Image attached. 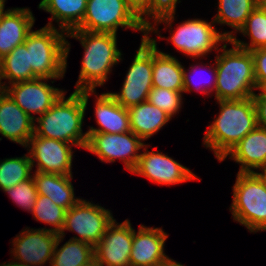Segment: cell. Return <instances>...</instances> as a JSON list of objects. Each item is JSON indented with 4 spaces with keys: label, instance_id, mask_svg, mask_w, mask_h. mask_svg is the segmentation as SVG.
<instances>
[{
    "label": "cell",
    "instance_id": "obj_1",
    "mask_svg": "<svg viewBox=\"0 0 266 266\" xmlns=\"http://www.w3.org/2000/svg\"><path fill=\"white\" fill-rule=\"evenodd\" d=\"M220 105L219 115L206 129L203 144L221 160L255 129L257 113L253 98L242 100H217Z\"/></svg>",
    "mask_w": 266,
    "mask_h": 266
},
{
    "label": "cell",
    "instance_id": "obj_2",
    "mask_svg": "<svg viewBox=\"0 0 266 266\" xmlns=\"http://www.w3.org/2000/svg\"><path fill=\"white\" fill-rule=\"evenodd\" d=\"M92 93L96 94L95 91H74L65 98L64 92L48 111L35 119L37 125H34V135L85 149L88 133H83L82 124Z\"/></svg>",
    "mask_w": 266,
    "mask_h": 266
},
{
    "label": "cell",
    "instance_id": "obj_3",
    "mask_svg": "<svg viewBox=\"0 0 266 266\" xmlns=\"http://www.w3.org/2000/svg\"><path fill=\"white\" fill-rule=\"evenodd\" d=\"M117 35L113 33L73 30L66 37L76 38L84 48L82 66L75 91H95L103 86L113 65L122 60L117 48Z\"/></svg>",
    "mask_w": 266,
    "mask_h": 266
},
{
    "label": "cell",
    "instance_id": "obj_4",
    "mask_svg": "<svg viewBox=\"0 0 266 266\" xmlns=\"http://www.w3.org/2000/svg\"><path fill=\"white\" fill-rule=\"evenodd\" d=\"M175 12L176 9L164 10L160 15L152 18L154 23L148 21L147 35L150 32L158 35L159 30L154 26H158L159 23H165V26L169 25L172 35L169 40L177 50L193 59L205 57L213 49L219 52V43L227 42L235 36L233 31L217 32L213 20L208 23L201 19H188L173 30L172 22L175 20Z\"/></svg>",
    "mask_w": 266,
    "mask_h": 266
},
{
    "label": "cell",
    "instance_id": "obj_5",
    "mask_svg": "<svg viewBox=\"0 0 266 266\" xmlns=\"http://www.w3.org/2000/svg\"><path fill=\"white\" fill-rule=\"evenodd\" d=\"M227 43L219 49L214 64L217 68L216 100H242L255 93L256 82L254 61L251 51L241 49L234 44L227 48Z\"/></svg>",
    "mask_w": 266,
    "mask_h": 266
},
{
    "label": "cell",
    "instance_id": "obj_6",
    "mask_svg": "<svg viewBox=\"0 0 266 266\" xmlns=\"http://www.w3.org/2000/svg\"><path fill=\"white\" fill-rule=\"evenodd\" d=\"M55 26L31 31L24 44L29 52L32 72L38 78L61 79L67 68L70 43L67 33Z\"/></svg>",
    "mask_w": 266,
    "mask_h": 266
},
{
    "label": "cell",
    "instance_id": "obj_7",
    "mask_svg": "<svg viewBox=\"0 0 266 266\" xmlns=\"http://www.w3.org/2000/svg\"><path fill=\"white\" fill-rule=\"evenodd\" d=\"M230 206L235 221L248 231H266V187L255 172H238Z\"/></svg>",
    "mask_w": 266,
    "mask_h": 266
},
{
    "label": "cell",
    "instance_id": "obj_8",
    "mask_svg": "<svg viewBox=\"0 0 266 266\" xmlns=\"http://www.w3.org/2000/svg\"><path fill=\"white\" fill-rule=\"evenodd\" d=\"M141 31L147 36V23L126 0H88L85 16L75 30L113 33L118 28Z\"/></svg>",
    "mask_w": 266,
    "mask_h": 266
},
{
    "label": "cell",
    "instance_id": "obj_9",
    "mask_svg": "<svg viewBox=\"0 0 266 266\" xmlns=\"http://www.w3.org/2000/svg\"><path fill=\"white\" fill-rule=\"evenodd\" d=\"M153 43L142 36L141 44L134 56L120 93L109 94L124 108L146 102L152 90Z\"/></svg>",
    "mask_w": 266,
    "mask_h": 266
},
{
    "label": "cell",
    "instance_id": "obj_10",
    "mask_svg": "<svg viewBox=\"0 0 266 266\" xmlns=\"http://www.w3.org/2000/svg\"><path fill=\"white\" fill-rule=\"evenodd\" d=\"M114 218L110 210L81 199L65 213L61 236L65 230L79 235L72 240H79L95 247L100 241Z\"/></svg>",
    "mask_w": 266,
    "mask_h": 266
},
{
    "label": "cell",
    "instance_id": "obj_11",
    "mask_svg": "<svg viewBox=\"0 0 266 266\" xmlns=\"http://www.w3.org/2000/svg\"><path fill=\"white\" fill-rule=\"evenodd\" d=\"M143 140L132 131L126 133H88L86 150L97 155L103 162L111 163L120 159L125 168L132 172L144 147Z\"/></svg>",
    "mask_w": 266,
    "mask_h": 266
},
{
    "label": "cell",
    "instance_id": "obj_12",
    "mask_svg": "<svg viewBox=\"0 0 266 266\" xmlns=\"http://www.w3.org/2000/svg\"><path fill=\"white\" fill-rule=\"evenodd\" d=\"M71 145V146H70ZM73 144L32 135L26 145L32 167L42 173L72 175ZM36 161H35V160Z\"/></svg>",
    "mask_w": 266,
    "mask_h": 266
},
{
    "label": "cell",
    "instance_id": "obj_13",
    "mask_svg": "<svg viewBox=\"0 0 266 266\" xmlns=\"http://www.w3.org/2000/svg\"><path fill=\"white\" fill-rule=\"evenodd\" d=\"M148 146L144 145V152L140 153L138 163L131 173L146 177L155 184L169 186L199 179L189 168L159 150L148 151Z\"/></svg>",
    "mask_w": 266,
    "mask_h": 266
},
{
    "label": "cell",
    "instance_id": "obj_14",
    "mask_svg": "<svg viewBox=\"0 0 266 266\" xmlns=\"http://www.w3.org/2000/svg\"><path fill=\"white\" fill-rule=\"evenodd\" d=\"M48 78H35L7 86V94L31 118L48 111L64 93L63 89L49 85ZM47 81V82H45Z\"/></svg>",
    "mask_w": 266,
    "mask_h": 266
},
{
    "label": "cell",
    "instance_id": "obj_15",
    "mask_svg": "<svg viewBox=\"0 0 266 266\" xmlns=\"http://www.w3.org/2000/svg\"><path fill=\"white\" fill-rule=\"evenodd\" d=\"M57 237L46 227L34 230L27 227L13 239L11 253L20 264L43 266L47 261L51 264Z\"/></svg>",
    "mask_w": 266,
    "mask_h": 266
},
{
    "label": "cell",
    "instance_id": "obj_16",
    "mask_svg": "<svg viewBox=\"0 0 266 266\" xmlns=\"http://www.w3.org/2000/svg\"><path fill=\"white\" fill-rule=\"evenodd\" d=\"M133 228L130 220L118 224L114 219L101 241L94 247V255L100 266H131Z\"/></svg>",
    "mask_w": 266,
    "mask_h": 266
},
{
    "label": "cell",
    "instance_id": "obj_17",
    "mask_svg": "<svg viewBox=\"0 0 266 266\" xmlns=\"http://www.w3.org/2000/svg\"><path fill=\"white\" fill-rule=\"evenodd\" d=\"M168 235L162 228L140 225L138 232L133 229L131 266H156L169 256L164 253Z\"/></svg>",
    "mask_w": 266,
    "mask_h": 266
},
{
    "label": "cell",
    "instance_id": "obj_18",
    "mask_svg": "<svg viewBox=\"0 0 266 266\" xmlns=\"http://www.w3.org/2000/svg\"><path fill=\"white\" fill-rule=\"evenodd\" d=\"M35 18L29 8H12L0 15V59L21 45L32 31Z\"/></svg>",
    "mask_w": 266,
    "mask_h": 266
},
{
    "label": "cell",
    "instance_id": "obj_19",
    "mask_svg": "<svg viewBox=\"0 0 266 266\" xmlns=\"http://www.w3.org/2000/svg\"><path fill=\"white\" fill-rule=\"evenodd\" d=\"M35 120L6 93L0 99V134L26 148L34 134Z\"/></svg>",
    "mask_w": 266,
    "mask_h": 266
},
{
    "label": "cell",
    "instance_id": "obj_20",
    "mask_svg": "<svg viewBox=\"0 0 266 266\" xmlns=\"http://www.w3.org/2000/svg\"><path fill=\"white\" fill-rule=\"evenodd\" d=\"M241 164L238 172H255L254 169L266 168V129L257 126L249 132L226 157Z\"/></svg>",
    "mask_w": 266,
    "mask_h": 266
},
{
    "label": "cell",
    "instance_id": "obj_21",
    "mask_svg": "<svg viewBox=\"0 0 266 266\" xmlns=\"http://www.w3.org/2000/svg\"><path fill=\"white\" fill-rule=\"evenodd\" d=\"M95 117L99 128L89 127L87 133H126L131 131L128 109L121 106L110 94L96 97Z\"/></svg>",
    "mask_w": 266,
    "mask_h": 266
},
{
    "label": "cell",
    "instance_id": "obj_22",
    "mask_svg": "<svg viewBox=\"0 0 266 266\" xmlns=\"http://www.w3.org/2000/svg\"><path fill=\"white\" fill-rule=\"evenodd\" d=\"M146 37L153 43V87L183 92L184 66L175 57L159 51L156 39Z\"/></svg>",
    "mask_w": 266,
    "mask_h": 266
},
{
    "label": "cell",
    "instance_id": "obj_23",
    "mask_svg": "<svg viewBox=\"0 0 266 266\" xmlns=\"http://www.w3.org/2000/svg\"><path fill=\"white\" fill-rule=\"evenodd\" d=\"M38 195L47 196L66 211L80 199L74 195L72 175H60L35 171L32 175ZM76 198V199H75Z\"/></svg>",
    "mask_w": 266,
    "mask_h": 266
},
{
    "label": "cell",
    "instance_id": "obj_24",
    "mask_svg": "<svg viewBox=\"0 0 266 266\" xmlns=\"http://www.w3.org/2000/svg\"><path fill=\"white\" fill-rule=\"evenodd\" d=\"M88 0H41L38 5L52 15L50 22L46 24L53 27L52 20L59 23V29L68 33L77 29L86 13Z\"/></svg>",
    "mask_w": 266,
    "mask_h": 266
},
{
    "label": "cell",
    "instance_id": "obj_25",
    "mask_svg": "<svg viewBox=\"0 0 266 266\" xmlns=\"http://www.w3.org/2000/svg\"><path fill=\"white\" fill-rule=\"evenodd\" d=\"M131 131L143 141L156 134L171 117L149 103L142 102L128 109Z\"/></svg>",
    "mask_w": 266,
    "mask_h": 266
},
{
    "label": "cell",
    "instance_id": "obj_26",
    "mask_svg": "<svg viewBox=\"0 0 266 266\" xmlns=\"http://www.w3.org/2000/svg\"><path fill=\"white\" fill-rule=\"evenodd\" d=\"M63 239L64 236L58 235L49 266H83L95 258L94 247L79 240L69 239L58 249Z\"/></svg>",
    "mask_w": 266,
    "mask_h": 266
},
{
    "label": "cell",
    "instance_id": "obj_27",
    "mask_svg": "<svg viewBox=\"0 0 266 266\" xmlns=\"http://www.w3.org/2000/svg\"><path fill=\"white\" fill-rule=\"evenodd\" d=\"M0 75L3 79H8L10 85L38 78L32 72L29 52L24 43L0 59Z\"/></svg>",
    "mask_w": 266,
    "mask_h": 266
},
{
    "label": "cell",
    "instance_id": "obj_28",
    "mask_svg": "<svg viewBox=\"0 0 266 266\" xmlns=\"http://www.w3.org/2000/svg\"><path fill=\"white\" fill-rule=\"evenodd\" d=\"M239 33L248 36L250 43L241 41L236 36L227 41V43L248 51L266 47V10L255 8L246 19Z\"/></svg>",
    "mask_w": 266,
    "mask_h": 266
},
{
    "label": "cell",
    "instance_id": "obj_29",
    "mask_svg": "<svg viewBox=\"0 0 266 266\" xmlns=\"http://www.w3.org/2000/svg\"><path fill=\"white\" fill-rule=\"evenodd\" d=\"M255 8V0H219L218 14L213 21L216 24L228 25L238 32Z\"/></svg>",
    "mask_w": 266,
    "mask_h": 266
},
{
    "label": "cell",
    "instance_id": "obj_30",
    "mask_svg": "<svg viewBox=\"0 0 266 266\" xmlns=\"http://www.w3.org/2000/svg\"><path fill=\"white\" fill-rule=\"evenodd\" d=\"M32 168L29 154L0 161V190H8L19 182L30 179Z\"/></svg>",
    "mask_w": 266,
    "mask_h": 266
},
{
    "label": "cell",
    "instance_id": "obj_31",
    "mask_svg": "<svg viewBox=\"0 0 266 266\" xmlns=\"http://www.w3.org/2000/svg\"><path fill=\"white\" fill-rule=\"evenodd\" d=\"M36 221H41L48 225H52L48 231L61 234L66 210L55 204L50 198L43 195H38L36 203L31 211Z\"/></svg>",
    "mask_w": 266,
    "mask_h": 266
},
{
    "label": "cell",
    "instance_id": "obj_32",
    "mask_svg": "<svg viewBox=\"0 0 266 266\" xmlns=\"http://www.w3.org/2000/svg\"><path fill=\"white\" fill-rule=\"evenodd\" d=\"M182 93L165 88L153 87L148 94L147 101L172 118L176 113H179L182 107Z\"/></svg>",
    "mask_w": 266,
    "mask_h": 266
},
{
    "label": "cell",
    "instance_id": "obj_33",
    "mask_svg": "<svg viewBox=\"0 0 266 266\" xmlns=\"http://www.w3.org/2000/svg\"><path fill=\"white\" fill-rule=\"evenodd\" d=\"M4 192L8 193L10 198L18 205V207L28 211H32L38 196L33 177L19 182Z\"/></svg>",
    "mask_w": 266,
    "mask_h": 266
},
{
    "label": "cell",
    "instance_id": "obj_34",
    "mask_svg": "<svg viewBox=\"0 0 266 266\" xmlns=\"http://www.w3.org/2000/svg\"><path fill=\"white\" fill-rule=\"evenodd\" d=\"M196 66L198 67L199 66V68H201V69H203V67H202V65H195V66H190V68L189 69H191L190 71H189V69L186 71V69L184 68L183 69V92L185 93H187V92H191L192 90H197V92H201V93H203V94H207V95H209L210 94V92L212 93V91H215V89H216V76H217V68H216V66L214 67V66H205L206 68L207 67H209V70H210V72H211V74H213V79H210V80H212L213 81V83L211 84H209V82H211V81H208V82H206V80H204L203 79V77L201 78V80L203 79L204 81V83L202 84L201 83V81L200 82H198L197 83V86H196V81H194L193 82V80L195 79V78H193L194 76H193V74L195 73L196 74V70H197V68H196ZM196 69V70H195ZM199 70V69H198ZM189 71V72H188ZM193 71H194V73H193ZM188 72V73H187ZM194 74V75H195ZM193 77H192V76ZM190 76V77H189ZM200 79V78H199ZM200 83H201V85H200ZM194 84V85H193ZM192 85H193V87H192ZM198 85H199V87H198ZM211 85H212V87H211ZM195 86V87H194ZM203 88V89H202Z\"/></svg>",
    "mask_w": 266,
    "mask_h": 266
},
{
    "label": "cell",
    "instance_id": "obj_35",
    "mask_svg": "<svg viewBox=\"0 0 266 266\" xmlns=\"http://www.w3.org/2000/svg\"><path fill=\"white\" fill-rule=\"evenodd\" d=\"M254 61V74L256 89L263 90L266 87V47L251 51Z\"/></svg>",
    "mask_w": 266,
    "mask_h": 266
},
{
    "label": "cell",
    "instance_id": "obj_36",
    "mask_svg": "<svg viewBox=\"0 0 266 266\" xmlns=\"http://www.w3.org/2000/svg\"><path fill=\"white\" fill-rule=\"evenodd\" d=\"M134 11L148 23L154 17V0H126ZM148 15V16H147ZM146 16V17H145Z\"/></svg>",
    "mask_w": 266,
    "mask_h": 266
},
{
    "label": "cell",
    "instance_id": "obj_37",
    "mask_svg": "<svg viewBox=\"0 0 266 266\" xmlns=\"http://www.w3.org/2000/svg\"><path fill=\"white\" fill-rule=\"evenodd\" d=\"M259 91V94L254 93L252 98L257 113V124L266 129V92L264 90Z\"/></svg>",
    "mask_w": 266,
    "mask_h": 266
},
{
    "label": "cell",
    "instance_id": "obj_38",
    "mask_svg": "<svg viewBox=\"0 0 266 266\" xmlns=\"http://www.w3.org/2000/svg\"><path fill=\"white\" fill-rule=\"evenodd\" d=\"M179 0H154V17L160 15L164 10L175 9Z\"/></svg>",
    "mask_w": 266,
    "mask_h": 266
},
{
    "label": "cell",
    "instance_id": "obj_39",
    "mask_svg": "<svg viewBox=\"0 0 266 266\" xmlns=\"http://www.w3.org/2000/svg\"><path fill=\"white\" fill-rule=\"evenodd\" d=\"M156 266H184V265L181 264V263H179V262H177V261H175V260H173V259H170V258L168 257L166 260L160 262V263H159L158 265H156Z\"/></svg>",
    "mask_w": 266,
    "mask_h": 266
},
{
    "label": "cell",
    "instance_id": "obj_40",
    "mask_svg": "<svg viewBox=\"0 0 266 266\" xmlns=\"http://www.w3.org/2000/svg\"><path fill=\"white\" fill-rule=\"evenodd\" d=\"M2 76L0 75V99L7 93V84L6 82H1L2 81ZM2 84V85H1Z\"/></svg>",
    "mask_w": 266,
    "mask_h": 266
},
{
    "label": "cell",
    "instance_id": "obj_41",
    "mask_svg": "<svg viewBox=\"0 0 266 266\" xmlns=\"http://www.w3.org/2000/svg\"><path fill=\"white\" fill-rule=\"evenodd\" d=\"M256 8L266 10V0H255Z\"/></svg>",
    "mask_w": 266,
    "mask_h": 266
},
{
    "label": "cell",
    "instance_id": "obj_42",
    "mask_svg": "<svg viewBox=\"0 0 266 266\" xmlns=\"http://www.w3.org/2000/svg\"><path fill=\"white\" fill-rule=\"evenodd\" d=\"M259 170H261L262 172L261 173L255 172V173L261 178V180L263 181V183L266 187V168L259 169Z\"/></svg>",
    "mask_w": 266,
    "mask_h": 266
},
{
    "label": "cell",
    "instance_id": "obj_43",
    "mask_svg": "<svg viewBox=\"0 0 266 266\" xmlns=\"http://www.w3.org/2000/svg\"><path fill=\"white\" fill-rule=\"evenodd\" d=\"M0 266H29V265L20 264L18 262H14V260H13V261H11L9 263L0 264Z\"/></svg>",
    "mask_w": 266,
    "mask_h": 266
},
{
    "label": "cell",
    "instance_id": "obj_44",
    "mask_svg": "<svg viewBox=\"0 0 266 266\" xmlns=\"http://www.w3.org/2000/svg\"><path fill=\"white\" fill-rule=\"evenodd\" d=\"M83 266H100V265L97 263V260L94 258L91 262Z\"/></svg>",
    "mask_w": 266,
    "mask_h": 266
},
{
    "label": "cell",
    "instance_id": "obj_45",
    "mask_svg": "<svg viewBox=\"0 0 266 266\" xmlns=\"http://www.w3.org/2000/svg\"><path fill=\"white\" fill-rule=\"evenodd\" d=\"M5 2H6V0H0V15L2 14V12L5 9Z\"/></svg>",
    "mask_w": 266,
    "mask_h": 266
}]
</instances>
